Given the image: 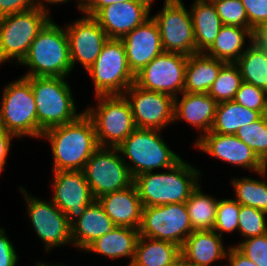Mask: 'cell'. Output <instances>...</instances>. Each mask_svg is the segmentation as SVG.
Listing matches in <instances>:
<instances>
[{
  "instance_id": "cell-19",
  "label": "cell",
  "mask_w": 267,
  "mask_h": 266,
  "mask_svg": "<svg viewBox=\"0 0 267 266\" xmlns=\"http://www.w3.org/2000/svg\"><path fill=\"white\" fill-rule=\"evenodd\" d=\"M153 0H134L111 4L100 9L93 18L109 39H121L150 18Z\"/></svg>"
},
{
  "instance_id": "cell-14",
  "label": "cell",
  "mask_w": 267,
  "mask_h": 266,
  "mask_svg": "<svg viewBox=\"0 0 267 266\" xmlns=\"http://www.w3.org/2000/svg\"><path fill=\"white\" fill-rule=\"evenodd\" d=\"M25 195L28 215L32 227L42 242L45 243V251L48 252L57 246L72 243V226L65 214L52 202L39 200L19 187Z\"/></svg>"
},
{
  "instance_id": "cell-40",
  "label": "cell",
  "mask_w": 267,
  "mask_h": 266,
  "mask_svg": "<svg viewBox=\"0 0 267 266\" xmlns=\"http://www.w3.org/2000/svg\"><path fill=\"white\" fill-rule=\"evenodd\" d=\"M235 247L257 266H267V233L244 239Z\"/></svg>"
},
{
  "instance_id": "cell-13",
  "label": "cell",
  "mask_w": 267,
  "mask_h": 266,
  "mask_svg": "<svg viewBox=\"0 0 267 266\" xmlns=\"http://www.w3.org/2000/svg\"><path fill=\"white\" fill-rule=\"evenodd\" d=\"M187 59V55L163 51L135 75V84L176 98L184 89Z\"/></svg>"
},
{
  "instance_id": "cell-17",
  "label": "cell",
  "mask_w": 267,
  "mask_h": 266,
  "mask_svg": "<svg viewBox=\"0 0 267 266\" xmlns=\"http://www.w3.org/2000/svg\"><path fill=\"white\" fill-rule=\"evenodd\" d=\"M195 146L229 164L242 166L266 177L267 167L258 156L235 135L208 132L197 137Z\"/></svg>"
},
{
  "instance_id": "cell-44",
  "label": "cell",
  "mask_w": 267,
  "mask_h": 266,
  "mask_svg": "<svg viewBox=\"0 0 267 266\" xmlns=\"http://www.w3.org/2000/svg\"><path fill=\"white\" fill-rule=\"evenodd\" d=\"M15 137L10 132L6 131L1 125H0V174L3 171V168L6 163V158L8 157V154L10 153V146H11V139Z\"/></svg>"
},
{
  "instance_id": "cell-23",
  "label": "cell",
  "mask_w": 267,
  "mask_h": 266,
  "mask_svg": "<svg viewBox=\"0 0 267 266\" xmlns=\"http://www.w3.org/2000/svg\"><path fill=\"white\" fill-rule=\"evenodd\" d=\"M222 238L214 230L193 231L181 247V256L194 266H210L218 259H226L228 250Z\"/></svg>"
},
{
  "instance_id": "cell-33",
  "label": "cell",
  "mask_w": 267,
  "mask_h": 266,
  "mask_svg": "<svg viewBox=\"0 0 267 266\" xmlns=\"http://www.w3.org/2000/svg\"><path fill=\"white\" fill-rule=\"evenodd\" d=\"M236 200L240 205L254 207L267 213V183L265 180L243 177L232 179Z\"/></svg>"
},
{
  "instance_id": "cell-34",
  "label": "cell",
  "mask_w": 267,
  "mask_h": 266,
  "mask_svg": "<svg viewBox=\"0 0 267 266\" xmlns=\"http://www.w3.org/2000/svg\"><path fill=\"white\" fill-rule=\"evenodd\" d=\"M242 82L239 67L235 63H226L207 94L217 103L233 101Z\"/></svg>"
},
{
  "instance_id": "cell-24",
  "label": "cell",
  "mask_w": 267,
  "mask_h": 266,
  "mask_svg": "<svg viewBox=\"0 0 267 266\" xmlns=\"http://www.w3.org/2000/svg\"><path fill=\"white\" fill-rule=\"evenodd\" d=\"M71 226L73 245L83 251L96 239L116 227L96 199L87 206L84 214Z\"/></svg>"
},
{
  "instance_id": "cell-47",
  "label": "cell",
  "mask_w": 267,
  "mask_h": 266,
  "mask_svg": "<svg viewBox=\"0 0 267 266\" xmlns=\"http://www.w3.org/2000/svg\"><path fill=\"white\" fill-rule=\"evenodd\" d=\"M253 41L267 52V22L262 23L254 30Z\"/></svg>"
},
{
  "instance_id": "cell-36",
  "label": "cell",
  "mask_w": 267,
  "mask_h": 266,
  "mask_svg": "<svg viewBox=\"0 0 267 266\" xmlns=\"http://www.w3.org/2000/svg\"><path fill=\"white\" fill-rule=\"evenodd\" d=\"M265 216H267L265 211L241 205L238 232L245 239L266 234L267 222Z\"/></svg>"
},
{
  "instance_id": "cell-22",
  "label": "cell",
  "mask_w": 267,
  "mask_h": 266,
  "mask_svg": "<svg viewBox=\"0 0 267 266\" xmlns=\"http://www.w3.org/2000/svg\"><path fill=\"white\" fill-rule=\"evenodd\" d=\"M174 98V122L187 121L204 134L210 132L218 103L207 93H181Z\"/></svg>"
},
{
  "instance_id": "cell-41",
  "label": "cell",
  "mask_w": 267,
  "mask_h": 266,
  "mask_svg": "<svg viewBox=\"0 0 267 266\" xmlns=\"http://www.w3.org/2000/svg\"><path fill=\"white\" fill-rule=\"evenodd\" d=\"M249 25L255 30L259 25L267 22V0H241Z\"/></svg>"
},
{
  "instance_id": "cell-46",
  "label": "cell",
  "mask_w": 267,
  "mask_h": 266,
  "mask_svg": "<svg viewBox=\"0 0 267 266\" xmlns=\"http://www.w3.org/2000/svg\"><path fill=\"white\" fill-rule=\"evenodd\" d=\"M134 0H90V2L82 9L83 15L93 17L100 9L122 2H129Z\"/></svg>"
},
{
  "instance_id": "cell-38",
  "label": "cell",
  "mask_w": 267,
  "mask_h": 266,
  "mask_svg": "<svg viewBox=\"0 0 267 266\" xmlns=\"http://www.w3.org/2000/svg\"><path fill=\"white\" fill-rule=\"evenodd\" d=\"M213 4L223 25L245 27L254 32L241 0H219Z\"/></svg>"
},
{
  "instance_id": "cell-28",
  "label": "cell",
  "mask_w": 267,
  "mask_h": 266,
  "mask_svg": "<svg viewBox=\"0 0 267 266\" xmlns=\"http://www.w3.org/2000/svg\"><path fill=\"white\" fill-rule=\"evenodd\" d=\"M245 37H249V40L253 41V32L249 28L223 25L214 42L204 54L226 63H235L246 51V48L243 49Z\"/></svg>"
},
{
  "instance_id": "cell-6",
  "label": "cell",
  "mask_w": 267,
  "mask_h": 266,
  "mask_svg": "<svg viewBox=\"0 0 267 266\" xmlns=\"http://www.w3.org/2000/svg\"><path fill=\"white\" fill-rule=\"evenodd\" d=\"M96 108L85 113L91 118L99 147L117 148L135 129L129 101L124 95H98Z\"/></svg>"
},
{
  "instance_id": "cell-16",
  "label": "cell",
  "mask_w": 267,
  "mask_h": 266,
  "mask_svg": "<svg viewBox=\"0 0 267 266\" xmlns=\"http://www.w3.org/2000/svg\"><path fill=\"white\" fill-rule=\"evenodd\" d=\"M52 202L65 214L72 225L95 198L83 171H56L53 175Z\"/></svg>"
},
{
  "instance_id": "cell-43",
  "label": "cell",
  "mask_w": 267,
  "mask_h": 266,
  "mask_svg": "<svg viewBox=\"0 0 267 266\" xmlns=\"http://www.w3.org/2000/svg\"><path fill=\"white\" fill-rule=\"evenodd\" d=\"M18 256L11 241L0 228V266H17Z\"/></svg>"
},
{
  "instance_id": "cell-4",
  "label": "cell",
  "mask_w": 267,
  "mask_h": 266,
  "mask_svg": "<svg viewBox=\"0 0 267 266\" xmlns=\"http://www.w3.org/2000/svg\"><path fill=\"white\" fill-rule=\"evenodd\" d=\"M34 93L38 121V138L52 127L74 121L77 112L70 85L65 77H25Z\"/></svg>"
},
{
  "instance_id": "cell-9",
  "label": "cell",
  "mask_w": 267,
  "mask_h": 266,
  "mask_svg": "<svg viewBox=\"0 0 267 266\" xmlns=\"http://www.w3.org/2000/svg\"><path fill=\"white\" fill-rule=\"evenodd\" d=\"M87 73L92 78L95 95H123L135 83L126 51L120 39H109Z\"/></svg>"
},
{
  "instance_id": "cell-50",
  "label": "cell",
  "mask_w": 267,
  "mask_h": 266,
  "mask_svg": "<svg viewBox=\"0 0 267 266\" xmlns=\"http://www.w3.org/2000/svg\"><path fill=\"white\" fill-rule=\"evenodd\" d=\"M90 2V0H78V9L82 11V9Z\"/></svg>"
},
{
  "instance_id": "cell-27",
  "label": "cell",
  "mask_w": 267,
  "mask_h": 266,
  "mask_svg": "<svg viewBox=\"0 0 267 266\" xmlns=\"http://www.w3.org/2000/svg\"><path fill=\"white\" fill-rule=\"evenodd\" d=\"M196 42V54L204 53L223 26L213 3L195 0L190 9Z\"/></svg>"
},
{
  "instance_id": "cell-1",
  "label": "cell",
  "mask_w": 267,
  "mask_h": 266,
  "mask_svg": "<svg viewBox=\"0 0 267 266\" xmlns=\"http://www.w3.org/2000/svg\"><path fill=\"white\" fill-rule=\"evenodd\" d=\"M41 137L50 141L53 172L82 171L99 148L94 124L85 111L74 121L45 130Z\"/></svg>"
},
{
  "instance_id": "cell-20",
  "label": "cell",
  "mask_w": 267,
  "mask_h": 266,
  "mask_svg": "<svg viewBox=\"0 0 267 266\" xmlns=\"http://www.w3.org/2000/svg\"><path fill=\"white\" fill-rule=\"evenodd\" d=\"M120 40L124 44L128 65L134 75L163 52L159 28L152 16Z\"/></svg>"
},
{
  "instance_id": "cell-45",
  "label": "cell",
  "mask_w": 267,
  "mask_h": 266,
  "mask_svg": "<svg viewBox=\"0 0 267 266\" xmlns=\"http://www.w3.org/2000/svg\"><path fill=\"white\" fill-rule=\"evenodd\" d=\"M226 256L228 258L229 265L225 266H257L249 258L243 255L234 245L228 247Z\"/></svg>"
},
{
  "instance_id": "cell-51",
  "label": "cell",
  "mask_w": 267,
  "mask_h": 266,
  "mask_svg": "<svg viewBox=\"0 0 267 266\" xmlns=\"http://www.w3.org/2000/svg\"><path fill=\"white\" fill-rule=\"evenodd\" d=\"M35 266H60V265H55V264H53V265H51V264L48 265V264H46V263H44V262H43V263H40V262H39V263H37Z\"/></svg>"
},
{
  "instance_id": "cell-39",
  "label": "cell",
  "mask_w": 267,
  "mask_h": 266,
  "mask_svg": "<svg viewBox=\"0 0 267 266\" xmlns=\"http://www.w3.org/2000/svg\"><path fill=\"white\" fill-rule=\"evenodd\" d=\"M233 101L263 115L267 114V92L253 84L242 82Z\"/></svg>"
},
{
  "instance_id": "cell-7",
  "label": "cell",
  "mask_w": 267,
  "mask_h": 266,
  "mask_svg": "<svg viewBox=\"0 0 267 266\" xmlns=\"http://www.w3.org/2000/svg\"><path fill=\"white\" fill-rule=\"evenodd\" d=\"M48 14L37 7L0 17V64L10 59L18 65L22 62L35 37L51 20Z\"/></svg>"
},
{
  "instance_id": "cell-31",
  "label": "cell",
  "mask_w": 267,
  "mask_h": 266,
  "mask_svg": "<svg viewBox=\"0 0 267 266\" xmlns=\"http://www.w3.org/2000/svg\"><path fill=\"white\" fill-rule=\"evenodd\" d=\"M248 46L235 62L241 72L242 81L267 92V52L254 41H250Z\"/></svg>"
},
{
  "instance_id": "cell-52",
  "label": "cell",
  "mask_w": 267,
  "mask_h": 266,
  "mask_svg": "<svg viewBox=\"0 0 267 266\" xmlns=\"http://www.w3.org/2000/svg\"><path fill=\"white\" fill-rule=\"evenodd\" d=\"M201 1H203V2H209V3H214V2L219 1V0H201Z\"/></svg>"
},
{
  "instance_id": "cell-37",
  "label": "cell",
  "mask_w": 267,
  "mask_h": 266,
  "mask_svg": "<svg viewBox=\"0 0 267 266\" xmlns=\"http://www.w3.org/2000/svg\"><path fill=\"white\" fill-rule=\"evenodd\" d=\"M241 205L233 199H218L216 221L213 230L221 237L224 232L238 230Z\"/></svg>"
},
{
  "instance_id": "cell-12",
  "label": "cell",
  "mask_w": 267,
  "mask_h": 266,
  "mask_svg": "<svg viewBox=\"0 0 267 266\" xmlns=\"http://www.w3.org/2000/svg\"><path fill=\"white\" fill-rule=\"evenodd\" d=\"M159 28L163 51L196 54L194 28L182 0H164L162 11L152 17Z\"/></svg>"
},
{
  "instance_id": "cell-15",
  "label": "cell",
  "mask_w": 267,
  "mask_h": 266,
  "mask_svg": "<svg viewBox=\"0 0 267 266\" xmlns=\"http://www.w3.org/2000/svg\"><path fill=\"white\" fill-rule=\"evenodd\" d=\"M123 95L131 106L136 128L161 130L174 122V98L170 95L142 89L135 83Z\"/></svg>"
},
{
  "instance_id": "cell-35",
  "label": "cell",
  "mask_w": 267,
  "mask_h": 266,
  "mask_svg": "<svg viewBox=\"0 0 267 266\" xmlns=\"http://www.w3.org/2000/svg\"><path fill=\"white\" fill-rule=\"evenodd\" d=\"M267 167V114L241 127L235 134Z\"/></svg>"
},
{
  "instance_id": "cell-18",
  "label": "cell",
  "mask_w": 267,
  "mask_h": 266,
  "mask_svg": "<svg viewBox=\"0 0 267 266\" xmlns=\"http://www.w3.org/2000/svg\"><path fill=\"white\" fill-rule=\"evenodd\" d=\"M65 29L69 39L72 67L80 62L88 71L109 40L107 34L93 17L87 15L68 24Z\"/></svg>"
},
{
  "instance_id": "cell-26",
  "label": "cell",
  "mask_w": 267,
  "mask_h": 266,
  "mask_svg": "<svg viewBox=\"0 0 267 266\" xmlns=\"http://www.w3.org/2000/svg\"><path fill=\"white\" fill-rule=\"evenodd\" d=\"M225 64L226 62L211 58L204 53L188 56L183 92L208 93Z\"/></svg>"
},
{
  "instance_id": "cell-2",
  "label": "cell",
  "mask_w": 267,
  "mask_h": 266,
  "mask_svg": "<svg viewBox=\"0 0 267 266\" xmlns=\"http://www.w3.org/2000/svg\"><path fill=\"white\" fill-rule=\"evenodd\" d=\"M169 172H146L134 178L143 207L185 203L199 185L200 171L183 161Z\"/></svg>"
},
{
  "instance_id": "cell-10",
  "label": "cell",
  "mask_w": 267,
  "mask_h": 266,
  "mask_svg": "<svg viewBox=\"0 0 267 266\" xmlns=\"http://www.w3.org/2000/svg\"><path fill=\"white\" fill-rule=\"evenodd\" d=\"M93 197H99L131 186L134 179L118 148L99 147L82 170Z\"/></svg>"
},
{
  "instance_id": "cell-30",
  "label": "cell",
  "mask_w": 267,
  "mask_h": 266,
  "mask_svg": "<svg viewBox=\"0 0 267 266\" xmlns=\"http://www.w3.org/2000/svg\"><path fill=\"white\" fill-rule=\"evenodd\" d=\"M262 116L261 112L245 108L235 101L220 102L217 105L210 132L235 135L241 127L260 119Z\"/></svg>"
},
{
  "instance_id": "cell-42",
  "label": "cell",
  "mask_w": 267,
  "mask_h": 266,
  "mask_svg": "<svg viewBox=\"0 0 267 266\" xmlns=\"http://www.w3.org/2000/svg\"><path fill=\"white\" fill-rule=\"evenodd\" d=\"M39 7L38 0H0V17Z\"/></svg>"
},
{
  "instance_id": "cell-32",
  "label": "cell",
  "mask_w": 267,
  "mask_h": 266,
  "mask_svg": "<svg viewBox=\"0 0 267 266\" xmlns=\"http://www.w3.org/2000/svg\"><path fill=\"white\" fill-rule=\"evenodd\" d=\"M200 184L185 202L193 231L213 230L218 200L203 194Z\"/></svg>"
},
{
  "instance_id": "cell-5",
  "label": "cell",
  "mask_w": 267,
  "mask_h": 266,
  "mask_svg": "<svg viewBox=\"0 0 267 266\" xmlns=\"http://www.w3.org/2000/svg\"><path fill=\"white\" fill-rule=\"evenodd\" d=\"M157 129L136 128L117 148L121 156L130 159L127 163L133 179L143 173L153 172L154 169H169L182 159L174 153ZM129 164V165H128Z\"/></svg>"
},
{
  "instance_id": "cell-8",
  "label": "cell",
  "mask_w": 267,
  "mask_h": 266,
  "mask_svg": "<svg viewBox=\"0 0 267 266\" xmlns=\"http://www.w3.org/2000/svg\"><path fill=\"white\" fill-rule=\"evenodd\" d=\"M0 125L16 138L38 137L34 93L31 83L23 76L3 88Z\"/></svg>"
},
{
  "instance_id": "cell-49",
  "label": "cell",
  "mask_w": 267,
  "mask_h": 266,
  "mask_svg": "<svg viewBox=\"0 0 267 266\" xmlns=\"http://www.w3.org/2000/svg\"><path fill=\"white\" fill-rule=\"evenodd\" d=\"M170 266H194L187 260H185L182 256H180L174 263H172Z\"/></svg>"
},
{
  "instance_id": "cell-11",
  "label": "cell",
  "mask_w": 267,
  "mask_h": 266,
  "mask_svg": "<svg viewBox=\"0 0 267 266\" xmlns=\"http://www.w3.org/2000/svg\"><path fill=\"white\" fill-rule=\"evenodd\" d=\"M192 232L185 203L149 206L142 209L140 236L168 241L182 247Z\"/></svg>"
},
{
  "instance_id": "cell-3",
  "label": "cell",
  "mask_w": 267,
  "mask_h": 266,
  "mask_svg": "<svg viewBox=\"0 0 267 266\" xmlns=\"http://www.w3.org/2000/svg\"><path fill=\"white\" fill-rule=\"evenodd\" d=\"M29 67L23 77H67L73 67L66 29L50 20L35 37L20 63Z\"/></svg>"
},
{
  "instance_id": "cell-29",
  "label": "cell",
  "mask_w": 267,
  "mask_h": 266,
  "mask_svg": "<svg viewBox=\"0 0 267 266\" xmlns=\"http://www.w3.org/2000/svg\"><path fill=\"white\" fill-rule=\"evenodd\" d=\"M181 256V247L162 240L139 236L130 266H170Z\"/></svg>"
},
{
  "instance_id": "cell-25",
  "label": "cell",
  "mask_w": 267,
  "mask_h": 266,
  "mask_svg": "<svg viewBox=\"0 0 267 266\" xmlns=\"http://www.w3.org/2000/svg\"><path fill=\"white\" fill-rule=\"evenodd\" d=\"M139 236L138 229L116 226L92 242L84 251L96 252L112 259L128 257L130 258L128 266H130L135 256Z\"/></svg>"
},
{
  "instance_id": "cell-48",
  "label": "cell",
  "mask_w": 267,
  "mask_h": 266,
  "mask_svg": "<svg viewBox=\"0 0 267 266\" xmlns=\"http://www.w3.org/2000/svg\"><path fill=\"white\" fill-rule=\"evenodd\" d=\"M43 1H45V2H47V3H50V4H58V3H62V2H67V1H69V0H39L38 1V5H39V7L43 10V11H45V12H48L49 10L46 8V6L47 5H45L44 3H43Z\"/></svg>"
},
{
  "instance_id": "cell-21",
  "label": "cell",
  "mask_w": 267,
  "mask_h": 266,
  "mask_svg": "<svg viewBox=\"0 0 267 266\" xmlns=\"http://www.w3.org/2000/svg\"><path fill=\"white\" fill-rule=\"evenodd\" d=\"M97 200L115 226L139 230L143 205L134 183L123 190L105 194Z\"/></svg>"
}]
</instances>
